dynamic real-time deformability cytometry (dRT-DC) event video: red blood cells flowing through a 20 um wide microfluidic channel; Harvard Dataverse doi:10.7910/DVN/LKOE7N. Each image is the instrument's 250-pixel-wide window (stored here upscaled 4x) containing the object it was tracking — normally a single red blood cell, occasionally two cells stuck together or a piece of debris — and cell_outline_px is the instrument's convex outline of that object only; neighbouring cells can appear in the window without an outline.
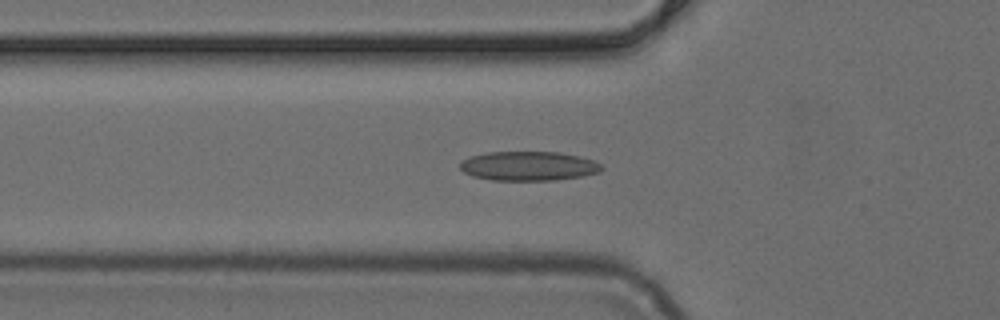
{"species": "common noctule bat (a hibernating species)", "species_latin": "Nyctalus noctula", "temperature_condition": "cold", "stored_images_in_passage": 28, "camera_frame_rate_fps": 3000, "um_per_image_px": 0.085, "animal": {"sex": "female", "body_mass_g": 24.6, "forearm_length_mm": 56.2}, "frame": {"image": 1, "passage_image": 2, "time_ms": 0.333, "image_size_px": [1000, 320], "cell_outline_px": [[604, 168], [600, 172], [584, 176], [556, 180], [492, 180], [472, 176], [464, 172], [460, 168], [460, 164], [464, 160], [472, 156], [488, 152], [560, 152], [580, 156], [592, 160], [600, 164]], "centroid_in_image_um": [44.97, 14.11], "position_along_channel_um": 80.8, "area_um2": 24.16}}
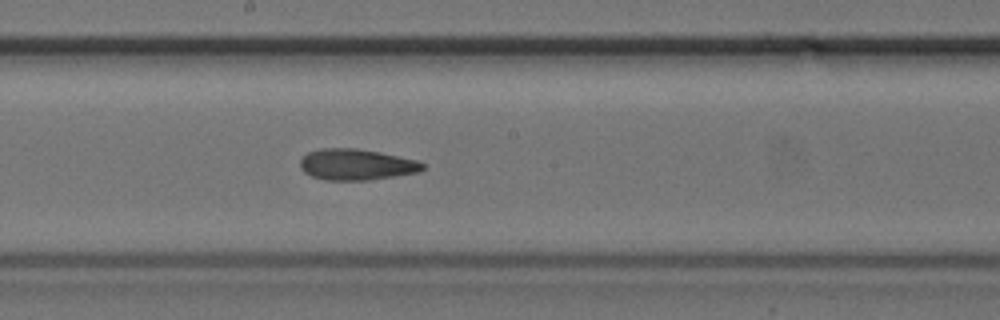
{"frame": {"image": 2, "passage_image": 12, "time_ms": 3.667, "image_size_px": [1000, 320], "cell_outline_px": [[424, 168], [420, 172], [368, 180], [324, 180], [312, 176], [304, 172], [300, 168], [300, 160], [308, 152], [320, 148], [356, 148], [380, 152], [416, 160], [424, 164]], "centroid_in_image_um": [30.27, 13.98], "position_along_channel_um": 217.9, "area_um2": 22.2}}
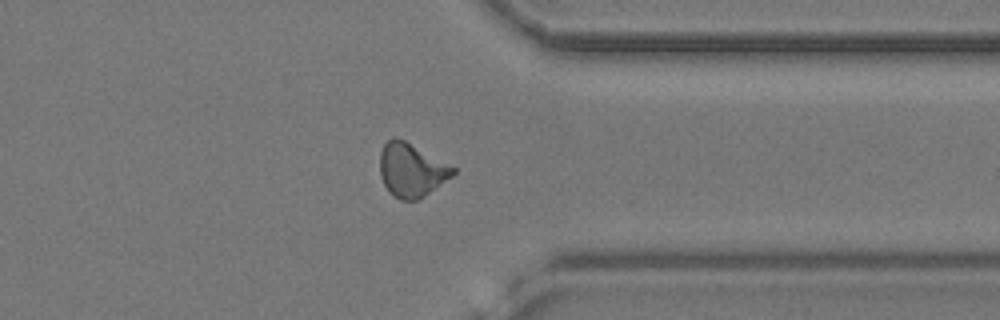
{"frame": {"image": 3, "passage_image": 24, "time_ms": 7.667, "image_size_px": [1000, 320], "cell_outline_px": [[456, 172], [452, 176], [424, 196], [416, 200], [400, 200], [392, 196], [388, 192], [380, 176], [380, 152], [384, 144], [392, 136], [396, 136], [404, 140], [456, 168]], "centroid_in_image_um": [34.94, 14.46], "position_along_channel_um": 376.5, "area_um2": 22.77}}